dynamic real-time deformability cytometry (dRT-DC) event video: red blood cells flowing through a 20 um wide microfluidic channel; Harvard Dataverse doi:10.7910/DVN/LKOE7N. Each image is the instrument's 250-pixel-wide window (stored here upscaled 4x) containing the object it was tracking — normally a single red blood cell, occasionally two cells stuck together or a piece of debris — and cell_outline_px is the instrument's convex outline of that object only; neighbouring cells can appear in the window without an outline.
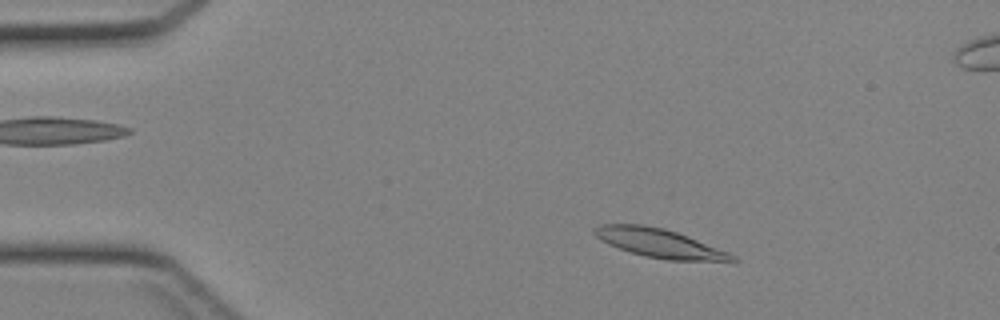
{"species": "Egyptian fruit bat (a non-hibernating species)", "species_latin": "Rousettus aegyptiacus", "temperature_condition": "cold", "stored_images_in_passage": 43, "segment_of_instrument_passage": [1, 2], "camera_frame_rate_fps": 3000, "um_per_image_px": 0.085, "animal": {"sex": "female"}, "frame": {"image": 1, "passage_image": 6, "time_ms": 1.667, "image_size_px": [1000, 320], "cell_outline_px": [[736, 260], [668, 260], [644, 256], [608, 244], [600, 240], [592, 232], [592, 228], [600, 224], [644, 224], [664, 228], [688, 236], [728, 252], [736, 256]], "centroid_in_image_um": [55.96, 20.64], "position_along_channel_um": 29.0, "area_um2": 22.77}}
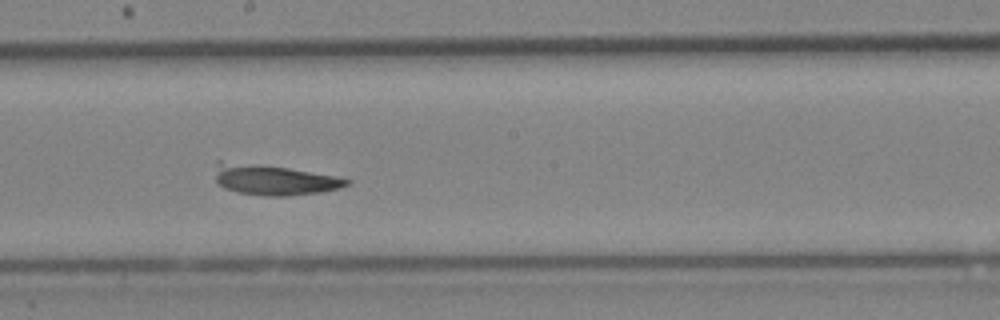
{"frame": {"image": 2, "passage_image": 23, "time_ms": 7.333, "image_size_px": [1000, 320], "cell_outline_px": [[352, 180], [348, 184], [340, 188], [320, 192], [288, 196], [268, 196], [240, 192], [224, 188], [216, 184], [216, 160], [220, 160], [288, 168], [336, 176]], "centroid_in_image_um": [23.25, 15.28], "position_along_channel_um": 224.9, "area_um2": 23.18}}
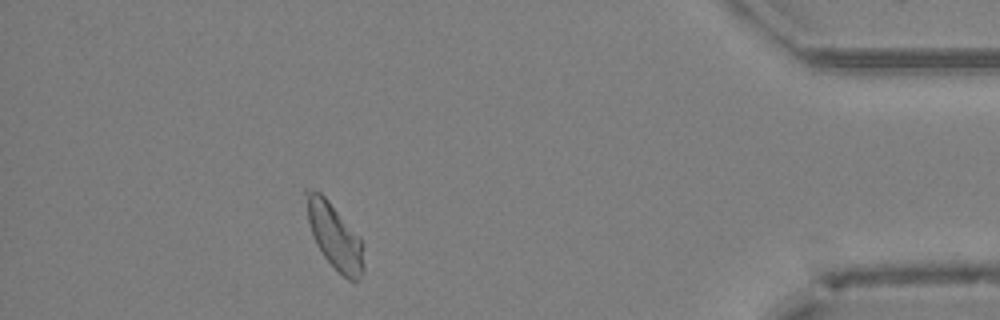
{"frame": {"image": 3, "passage_image": 38, "time_ms": 12.333, "image_size_px": [1000, 320], "cell_outline_px": [[364, 272], [356, 280], [348, 280], [324, 256], [316, 244], [308, 220], [304, 192], [304, 188], [320, 192], [328, 200], [360, 236], [364, 264]], "centroid_in_image_um": [28.44, 20.04], "position_along_channel_um": 406.8, "area_um2": 21.5}}